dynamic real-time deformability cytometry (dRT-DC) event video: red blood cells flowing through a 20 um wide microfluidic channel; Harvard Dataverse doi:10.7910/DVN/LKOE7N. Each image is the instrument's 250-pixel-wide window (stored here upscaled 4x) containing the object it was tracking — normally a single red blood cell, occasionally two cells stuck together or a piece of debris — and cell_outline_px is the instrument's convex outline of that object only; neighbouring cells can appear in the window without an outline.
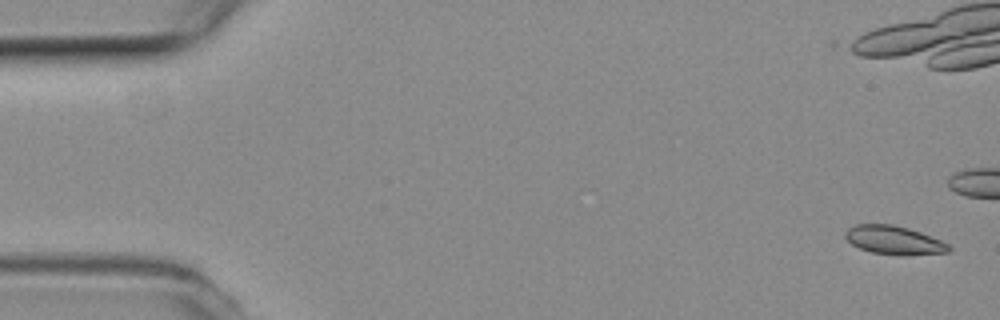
{"species": "common noctule bat (a hibernating species)", "species_latin": "Nyctalus noctula", "temperature_condition": "room temperature", "stored_images_in_passage": 9, "camera_frame_rate_fps": 3000, "um_per_image_px": 0.085, "animal": {"sex": "female", "body_mass_g": 19.3, "forearm_length_mm": 54.1}, "frame": {"image": 1, "passage_image": 1, "time_ms": 0.0, "image_size_px": [1000, 320], "cell_outline_px": [[952, 248], [948, 252], [904, 256], [900, 256], [872, 252], [860, 248], [852, 244], [844, 236], [844, 232], [848, 228], [856, 224], [892, 224], [908, 228], [920, 232], [940, 240], [948, 244]], "centroid_in_image_um": [75.98, 20.42], "position_along_channel_um": 9.0, "area_um2": 17.28}}